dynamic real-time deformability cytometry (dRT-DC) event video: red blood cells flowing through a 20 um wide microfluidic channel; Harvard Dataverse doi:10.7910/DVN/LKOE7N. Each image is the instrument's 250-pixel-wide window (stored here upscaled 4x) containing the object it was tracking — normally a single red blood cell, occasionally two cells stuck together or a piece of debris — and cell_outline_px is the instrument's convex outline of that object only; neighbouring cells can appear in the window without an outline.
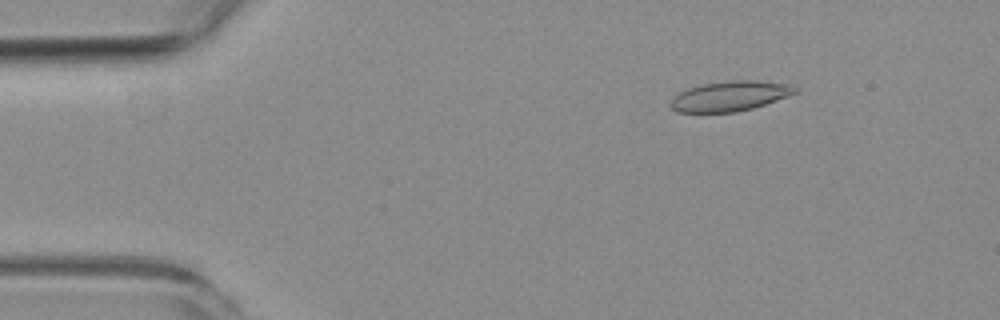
{"species": "common noctule bat (a hibernating species)", "species_latin": "Nyctalus noctula", "temperature_condition": "room temperature", "stored_images_in_passage": 4, "camera_frame_rate_fps": 3000, "um_per_image_px": 0.085, "animal": {"sex": "female", "body_mass_g": 19.3, "forearm_length_mm": 54.1}, "frame": {"image": 1, "passage_image": 2, "time_ms": 1.333, "image_size_px": [1000, 320], "cell_outline_px": [[796, 92], [776, 100], [752, 108], [736, 112], [676, 112], [668, 104], [672, 96], [688, 88], [700, 84], [728, 80], [752, 80], [788, 84], [796, 88]], "centroid_in_image_um": [61.95, 8.16], "position_along_channel_um": 23.0, "area_um2": 21.68}}
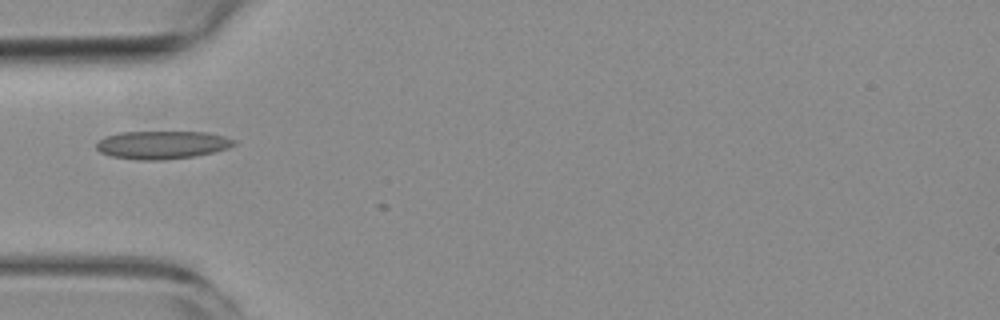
{"frame": {"image": 2, "passage_image": 4, "time_ms": 4.667, "image_size_px": [1000, 320], "cell_outline_px": [[236, 144], [228, 148], [212, 152], [192, 156], [164, 160], [136, 160], [112, 156], [100, 152], [96, 148], [96, 144], [104, 136], [120, 132], [208, 132], [224, 136], [236, 140]], "centroid_in_image_um": [13.77, 12.31], "position_along_channel_um": 71.2, "area_um2": 22.48}}